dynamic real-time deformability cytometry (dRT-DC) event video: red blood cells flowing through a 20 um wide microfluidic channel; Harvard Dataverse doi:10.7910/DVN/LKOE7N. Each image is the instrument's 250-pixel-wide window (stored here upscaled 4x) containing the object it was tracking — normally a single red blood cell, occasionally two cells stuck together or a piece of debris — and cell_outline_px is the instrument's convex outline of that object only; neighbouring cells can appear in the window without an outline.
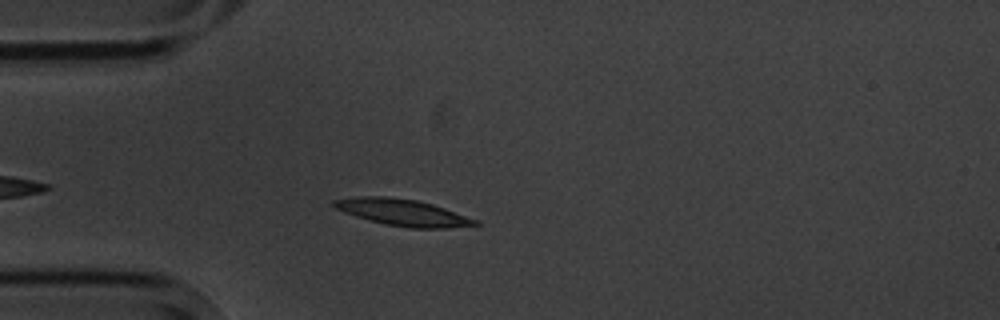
{"species": "common noctule bat (a hibernating species)", "species_latin": "Nyctalus noctula", "temperature_condition": "cold", "stored_images_in_passage": 5, "camera_frame_rate_fps": 3000, "um_per_image_px": 0.085, "animal": {"sex": "male", "body_mass_g": 20.1, "forearm_length_mm": 53.5}, "frame": {"image": 1, "passage_image": 4, "time_ms": 3.667, "image_size_px": [1000, 320], "cell_outline_px": [[480, 224], [448, 228], [408, 228], [384, 224], [368, 220], [344, 212], [336, 208], [332, 204], [332, 200], [356, 196], [384, 196], [416, 200], [432, 204], [444, 208], [476, 220]], "centroid_in_image_um": [34.17, 18.05], "position_along_channel_um": 50.8, "area_um2": 21.68}}